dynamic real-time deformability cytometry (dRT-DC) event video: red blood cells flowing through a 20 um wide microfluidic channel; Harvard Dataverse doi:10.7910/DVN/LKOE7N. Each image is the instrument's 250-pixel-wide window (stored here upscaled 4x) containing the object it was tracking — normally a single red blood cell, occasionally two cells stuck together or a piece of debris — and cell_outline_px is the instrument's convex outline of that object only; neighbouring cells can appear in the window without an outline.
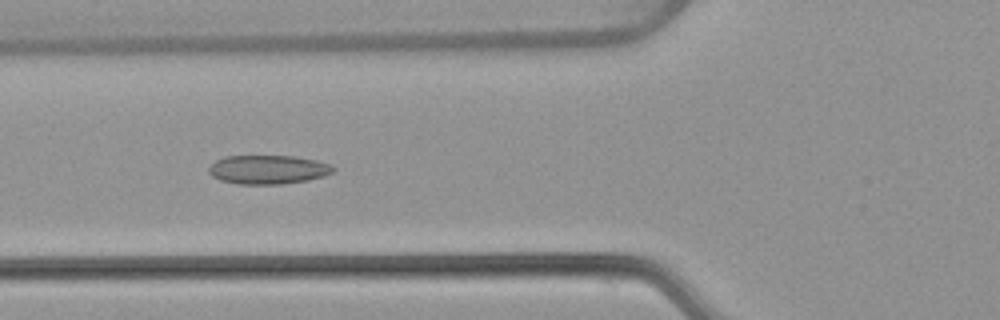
{"species": "common noctule bat (a hibernating species)", "species_latin": "Nyctalus noctula", "temperature_condition": "warm", "stored_images_in_passage": 53, "camera_frame_rate_fps": 3000, "um_per_image_px": 0.085, "animal": {"sex": "female", "body_mass_g": 22.7, "forearm_length_mm": 54.2}, "frame": {"image": 1, "passage_image": 20, "time_ms": 6.333, "image_size_px": [1000, 320], "cell_outline_px": [[336, 168], [332, 172], [324, 176], [308, 180], [284, 184], [236, 184], [220, 180], [212, 176], [208, 172], [208, 168], [216, 160], [224, 156], [296, 156], [316, 160], [332, 164]], "centroid_in_image_um": [22.79, 14.41], "position_along_channel_um": 103.0, "area_um2": 21.15}}
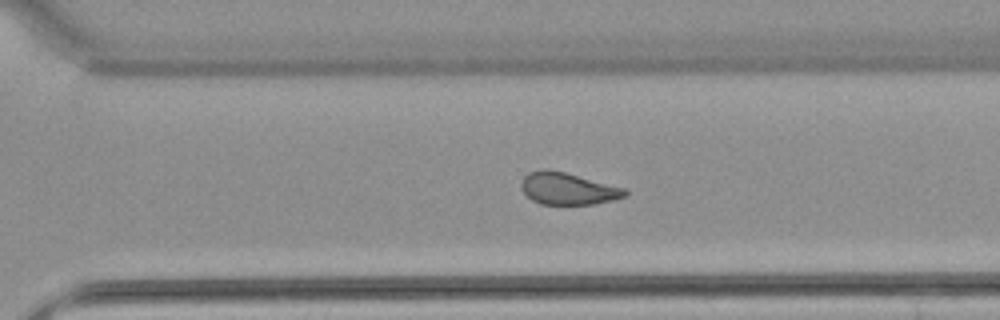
{"frame": {"image": 2, "passage_image": 37, "time_ms": 12.0, "image_size_px": [1000, 320], "cell_outline_px": [[628, 196], [596, 204], [540, 204], [532, 200], [524, 192], [520, 184], [524, 176], [528, 172], [544, 168], [548, 168], [564, 172], [624, 188], [628, 192]], "centroid_in_image_um": [48.25, 16.03], "position_along_channel_um": 322.3, "area_um2": 19.31}}
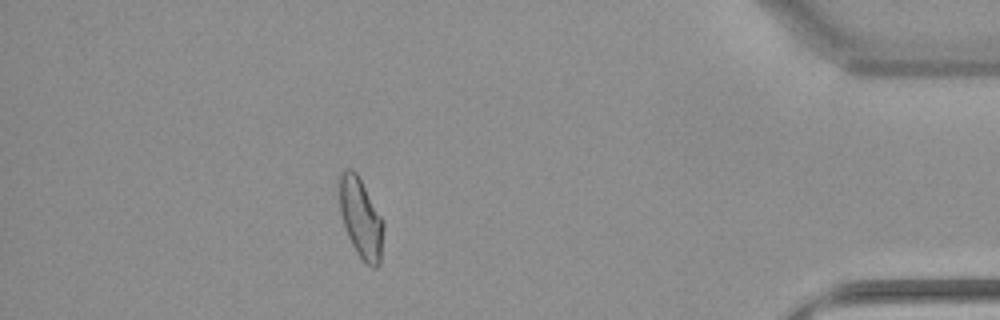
{"frame": {"image": 3, "passage_image": 47, "time_ms": 15.333, "image_size_px": [1000, 320], "cell_outline_px": [[384, 228], [380, 264], [376, 268], [372, 268], [356, 252], [348, 236], [340, 212], [336, 184], [340, 172], [344, 168], [352, 168], [356, 172], [384, 220]], "centroid_in_image_um": [30.64, 18.47], "position_along_channel_um": 404.6, "area_um2": 21.04}, "authors_computed_cell_mechanics": {"area_um2": 21.1548, "velocity_mm_per_s": 3.8789, "shape_relaxation_time_tau1_ms": null, "shape_relaxation_time_tau2_ms": 2.3284, "deformation_change_tau1": null, "deformation_change_tau2": 0.0938}}